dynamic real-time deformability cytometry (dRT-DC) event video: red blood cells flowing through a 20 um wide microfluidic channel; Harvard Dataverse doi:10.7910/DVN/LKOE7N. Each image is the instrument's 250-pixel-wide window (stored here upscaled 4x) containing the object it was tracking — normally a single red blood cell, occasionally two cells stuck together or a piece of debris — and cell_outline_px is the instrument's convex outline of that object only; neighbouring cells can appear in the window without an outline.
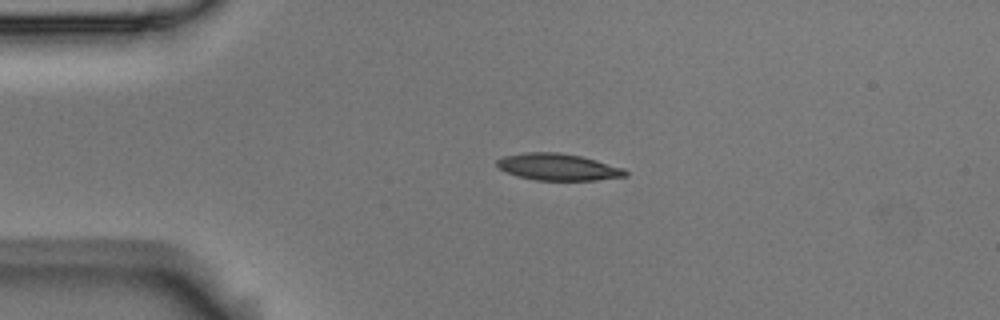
{"species": "Egyptian fruit bat (a non-hibernating species)", "species_latin": "Rousettus aegyptiacus", "temperature_condition": "room temperature", "stored_images_in_passage": 4, "camera_frame_rate_fps": 3000, "um_per_image_px": 0.085, "animal": {"sex": "male"}, "frame": {"image": 1, "passage_image": 3, "time_ms": 0.667, "image_size_px": [1000, 320], "cell_outline_px": [[628, 176], [596, 180], [536, 180], [520, 176], [508, 172], [500, 168], [496, 164], [496, 160], [504, 156], [524, 152], [560, 152], [580, 156], [596, 160], [624, 168], [628, 172]], "centroid_in_image_um": [47.47, 14.19], "position_along_channel_um": 37.5, "area_um2": 19.94}}